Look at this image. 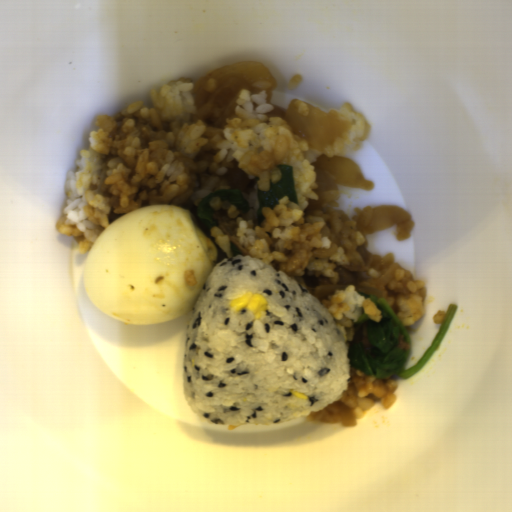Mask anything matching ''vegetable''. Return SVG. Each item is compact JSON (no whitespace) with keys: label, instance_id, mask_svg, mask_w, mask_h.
Returning a JSON list of instances; mask_svg holds the SVG:
<instances>
[{"label":"vegetable","instance_id":"vegetable-1","mask_svg":"<svg viewBox=\"0 0 512 512\" xmlns=\"http://www.w3.org/2000/svg\"><path fill=\"white\" fill-rule=\"evenodd\" d=\"M358 293L370 299L381 311V319L376 321L368 317L365 312L359 316L356 323L367 324V338L371 344V352L362 348V343L359 341L351 344L347 352L349 367L381 379H389L393 376L410 379L416 375L441 344L457 312L456 303L448 305L429 348L416 364L406 370L412 350L411 339L406 329L384 298L362 291Z\"/></svg>","mask_w":512,"mask_h":512},{"label":"vegetable","instance_id":"vegetable-2","mask_svg":"<svg viewBox=\"0 0 512 512\" xmlns=\"http://www.w3.org/2000/svg\"><path fill=\"white\" fill-rule=\"evenodd\" d=\"M281 178L277 183L269 181L270 189L267 191L259 190L256 193L258 201V209L256 211L258 226L264 221L265 217L262 208L274 210L280 203L278 202L283 196H287L289 201L296 205L299 204L295 172L293 165L278 164Z\"/></svg>","mask_w":512,"mask_h":512},{"label":"vegetable","instance_id":"vegetable-3","mask_svg":"<svg viewBox=\"0 0 512 512\" xmlns=\"http://www.w3.org/2000/svg\"><path fill=\"white\" fill-rule=\"evenodd\" d=\"M214 197H218L221 201H229L240 212L247 213L250 209L242 191L239 189L219 190L205 196L200 201L194 217L208 240L210 239L211 228L218 224L213 218L214 209L209 205Z\"/></svg>","mask_w":512,"mask_h":512},{"label":"vegetable","instance_id":"vegetable-4","mask_svg":"<svg viewBox=\"0 0 512 512\" xmlns=\"http://www.w3.org/2000/svg\"><path fill=\"white\" fill-rule=\"evenodd\" d=\"M230 240V246H231V253H232V257L233 256H236V255H242L241 251L239 250V248L231 241V239L229 238Z\"/></svg>","mask_w":512,"mask_h":512}]
</instances>
